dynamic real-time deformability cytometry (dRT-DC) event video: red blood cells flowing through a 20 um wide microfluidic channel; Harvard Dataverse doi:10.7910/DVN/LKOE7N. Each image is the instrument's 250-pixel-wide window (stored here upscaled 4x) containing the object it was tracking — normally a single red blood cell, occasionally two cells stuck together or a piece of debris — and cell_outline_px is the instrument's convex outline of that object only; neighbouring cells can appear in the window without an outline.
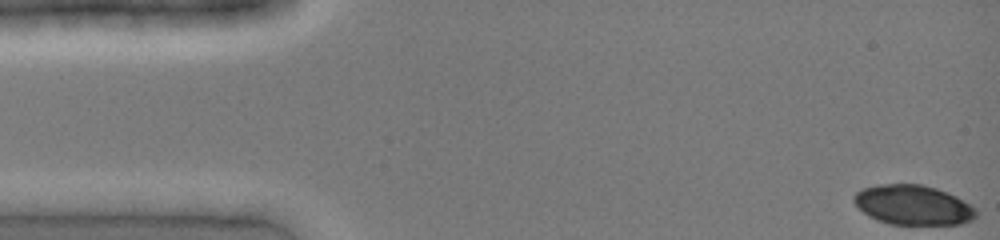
{"species": "common noctule bat (a hibernating species)", "species_latin": "Nyctalus noctula", "temperature_condition": "cold", "stored_images_in_passage": 33, "camera_frame_rate_fps": 3000, "um_per_image_px": 0.085, "animal": {"sex": "female", "body_mass_g": 19.0, "forearm_length_mm": 51.5}, "frame": {"image": 1, "passage_image": 1, "time_ms": 0.0, "image_size_px": [1000, 240], "cell_outline_px": [[976, 216], [972, 220], [960, 224], [888, 224], [876, 220], [868, 216], [852, 200], [852, 196], [856, 192], [864, 188], [880, 184], [924, 184], [948, 192], [956, 196], [976, 208]], "centroid_in_image_um": [77.6, 17.42], "position_along_channel_um": 7.4, "area_um2": 28.38}}